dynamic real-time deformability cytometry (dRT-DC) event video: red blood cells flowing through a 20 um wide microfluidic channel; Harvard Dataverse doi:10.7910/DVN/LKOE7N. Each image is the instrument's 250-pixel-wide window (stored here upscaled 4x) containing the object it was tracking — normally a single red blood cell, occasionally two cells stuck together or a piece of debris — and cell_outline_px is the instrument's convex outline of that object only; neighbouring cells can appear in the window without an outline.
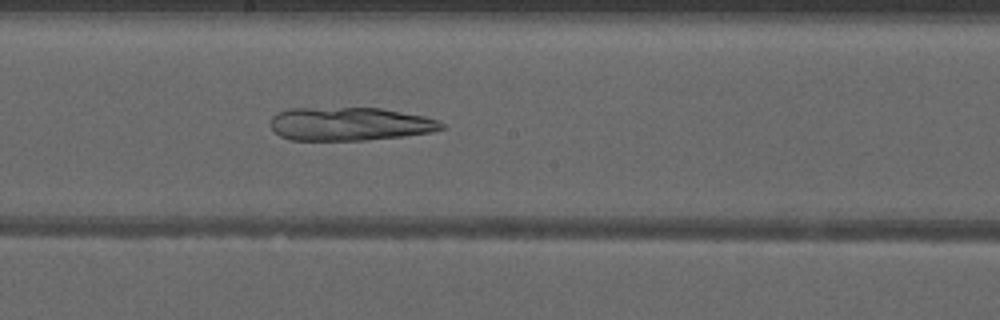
{"species": "common noctule bat (a hibernating species)", "species_latin": "Nyctalus noctula", "temperature_condition": "warm", "stored_images_in_passage": 51, "camera_frame_rate_fps": 3000, "um_per_image_px": 0.085, "animal": {"sex": "male", "forearm_length_mm": 52.5}, "frame": {"image": 1, "passage_image": 29, "time_ms": 9.333, "image_size_px": [1000, 320], "cell_outline_px": [[444, 128], [432, 132], [404, 136], [364, 140], [292, 140], [280, 136], [272, 128], [272, 116], [276, 112], [288, 108], [380, 108], [424, 116], [436, 120], [444, 124]], "centroid_in_image_um": [29.72, 10.53], "position_along_channel_um": 218.5, "area_um2": 33.18}}
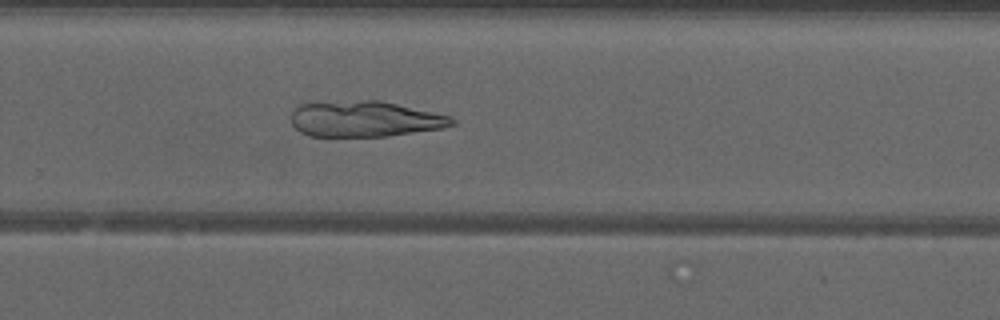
{"frame": {"image": 2, "passage_image": 35, "time_ms": 11.333, "image_size_px": [1000, 320], "cell_outline_px": [[456, 124], [444, 128], [388, 136], [308, 136], [300, 132], [292, 124], [292, 112], [300, 104], [312, 100], [380, 100], [448, 116], [456, 120]], "centroid_in_image_um": [30.94, 10.09], "position_along_channel_um": 298.9, "area_um2": 33.99}}
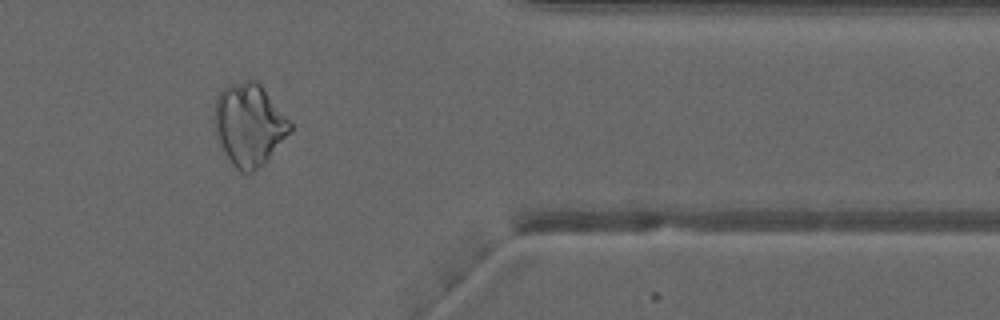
{"frame": {"image": 3, "passage_image": 43, "time_ms": 14.0, "image_size_px": [1000, 320], "cell_outline_px": [[292, 132], [264, 164], [252, 172], [240, 172], [232, 164], [224, 152], [220, 144], [216, 132], [216, 100], [220, 92], [228, 84], [244, 80], [256, 80], [260, 84], [292, 124]], "centroid_in_image_um": [21.21, 10.61], "position_along_channel_um": 390.2, "area_um2": 35.84}}